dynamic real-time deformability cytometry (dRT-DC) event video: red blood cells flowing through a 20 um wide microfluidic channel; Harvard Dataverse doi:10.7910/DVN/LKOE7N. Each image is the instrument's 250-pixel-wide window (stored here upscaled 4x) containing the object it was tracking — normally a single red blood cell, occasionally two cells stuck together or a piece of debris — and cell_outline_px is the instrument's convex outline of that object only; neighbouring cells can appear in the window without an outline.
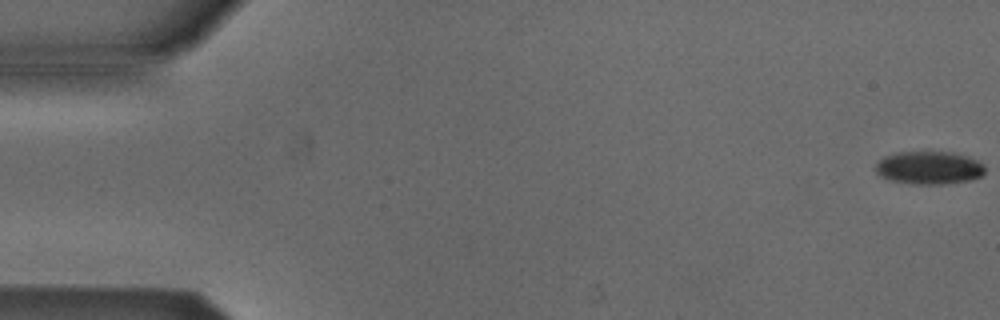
{"species": "Egyptian fruit bat (a non-hibernating species)", "species_latin": "Rousettus aegyptiacus", "temperature_condition": "cold", "stored_images_in_passage": 6, "segment_of_instrument_passage": [1, 2], "camera_frame_rate_fps": 3000, "um_per_image_px": 0.085, "animal": {"sex": "male"}, "frame": {"image": 1, "passage_image": 1, "time_ms": 0.0, "image_size_px": [1000, 320], "cell_outline_px": [[984, 172], [980, 176], [972, 180], [944, 184], [916, 184], [892, 180], [880, 176], [876, 172], [876, 164], [884, 156], [896, 152], [952, 152], [968, 156], [984, 164]], "centroid_in_image_um": [78.98, 14.25], "position_along_channel_um": 6.0, "area_um2": 20.98}}
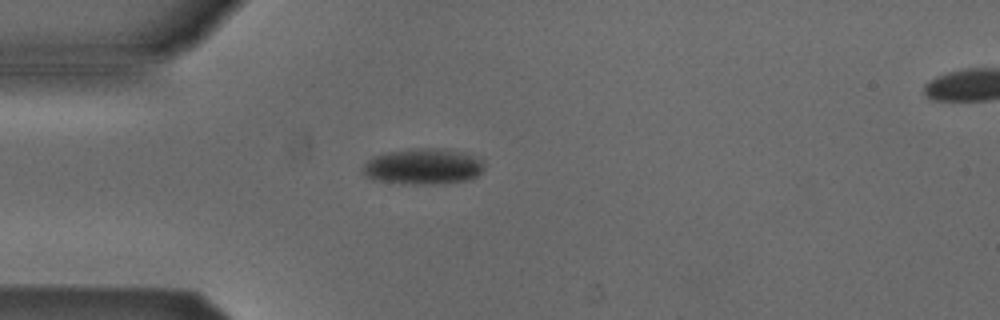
{"frame": {"image": 2, "passage_image": 5, "time_ms": 1.333, "image_size_px": [1000, 320], "cell_outline_px": [[484, 172], [468, 180], [444, 184], [400, 184], [372, 180], [360, 168], [372, 156], [388, 152], [416, 148], [444, 148], [480, 156], [484, 164]], "centroid_in_image_um": [36.01, 14.16], "position_along_channel_um": 49.0, "area_um2": 26.01}}